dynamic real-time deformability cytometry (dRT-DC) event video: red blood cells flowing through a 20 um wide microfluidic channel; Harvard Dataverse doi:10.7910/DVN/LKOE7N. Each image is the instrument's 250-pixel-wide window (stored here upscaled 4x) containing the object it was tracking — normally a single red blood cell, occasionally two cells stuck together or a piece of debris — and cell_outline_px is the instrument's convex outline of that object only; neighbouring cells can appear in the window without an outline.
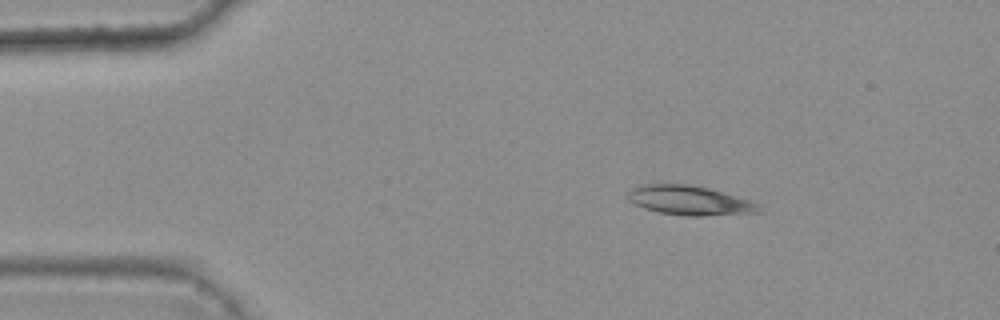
{"species": "common noctule bat (a hibernating species)", "species_latin": "Nyctalus noctula", "temperature_condition": "warm", "stored_images_in_passage": 3, "camera_frame_rate_fps": 3000, "um_per_image_px": 0.085, "animal": {"sex": "female", "body_mass_g": 25.1}, "frame": {"image": 1, "passage_image": 1, "time_ms": 0.0, "image_size_px": [1000, 320], "cell_outline_px": [[760, 212], [700, 216], [684, 216], [660, 212], [644, 208], [628, 200], [624, 196], [632, 188], [644, 184], [688, 184], [708, 188], [748, 200], [756, 204]], "centroid_in_image_um": [58.52, 17.03], "position_along_channel_um": 26.5, "area_um2": 22.08}}